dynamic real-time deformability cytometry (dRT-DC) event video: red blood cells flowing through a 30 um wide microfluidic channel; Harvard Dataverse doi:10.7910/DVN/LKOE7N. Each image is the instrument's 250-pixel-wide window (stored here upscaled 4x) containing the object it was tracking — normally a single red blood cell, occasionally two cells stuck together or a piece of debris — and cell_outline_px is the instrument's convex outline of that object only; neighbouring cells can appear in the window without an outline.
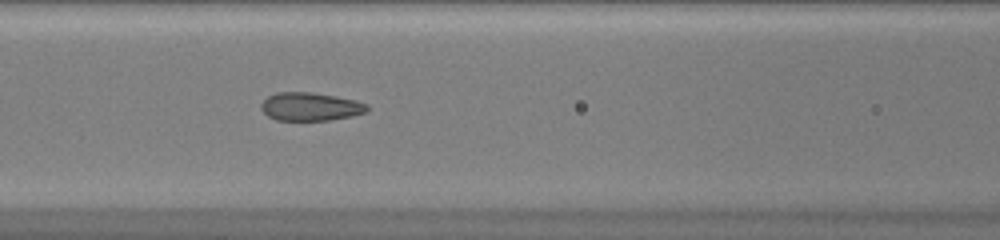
{"species": "common noctule bat (a hibernating species)", "species_latin": "Nyctalus noctula", "temperature_condition": "warm", "stored_images_in_passage": 41, "camera_frame_rate_fps": 3000, "um_per_image_px": 0.085, "animal": {"sex": "female", "body_mass_g": 20.0, "forearm_length_mm": 54.0}, "frame": {"image": 1, "passage_image": 14, "time_ms": 4.333, "image_size_px": [1000, 240], "cell_outline_px": [[368, 108], [364, 112], [352, 116], [328, 120], [276, 120], [268, 116], [260, 108], [260, 104], [268, 96], [276, 92], [312, 92], [336, 96], [356, 100], [368, 104]], "centroid_in_image_um": [26.36, 9.05], "position_along_channel_um": 140.2, "area_um2": 17.46}}
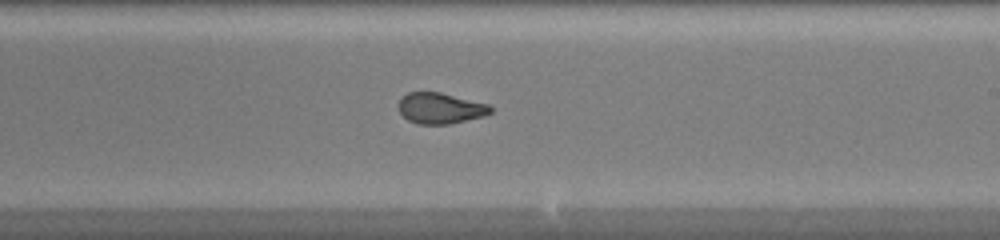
{"frame": {"image": 2, "passage_image": 22, "time_ms": 7.0, "image_size_px": [1000, 240], "cell_outline_px": [[492, 112], [484, 116], [448, 124], [416, 124], [408, 120], [400, 112], [400, 100], [408, 92], [440, 92], [488, 104], [492, 108]], "centroid_in_image_um": [37.44, 9.2], "position_along_channel_um": 251.6, "area_um2": 16.36}}
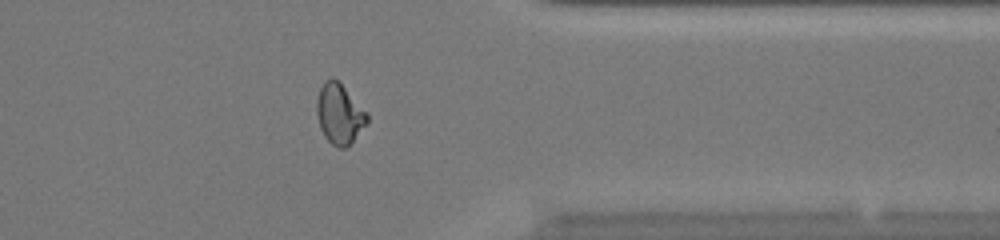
{"frame": {"image": 3, "passage_image": 32, "time_ms": 10.333, "image_size_px": [1000, 240], "cell_outline_px": [[368, 124], [344, 148], [336, 148], [324, 136], [320, 128], [316, 112], [316, 100], [320, 88], [324, 80], [332, 76], [368, 112]], "centroid_in_image_um": [28.84, 9.68], "position_along_channel_um": 382.6, "area_um2": 17.63}}